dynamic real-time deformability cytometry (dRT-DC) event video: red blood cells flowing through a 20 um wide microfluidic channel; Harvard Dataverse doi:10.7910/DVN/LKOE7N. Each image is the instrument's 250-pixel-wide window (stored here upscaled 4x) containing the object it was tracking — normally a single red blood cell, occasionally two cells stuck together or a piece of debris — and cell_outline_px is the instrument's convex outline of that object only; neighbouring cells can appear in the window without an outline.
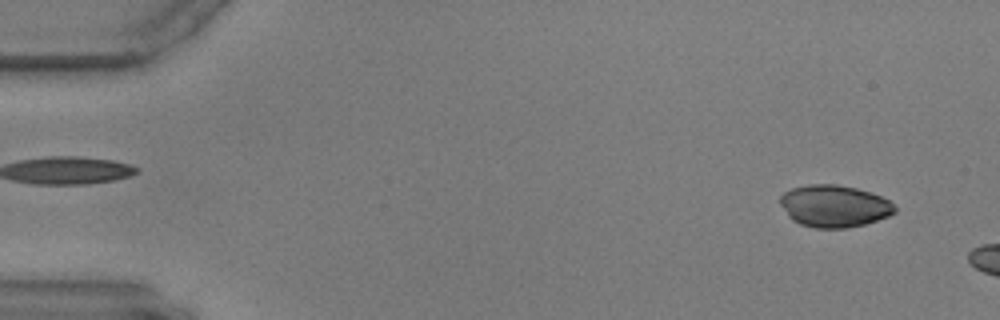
{"species": "common noctule bat (a hibernating species)", "species_latin": "Nyctalus noctula", "temperature_condition": "warm", "stored_images_in_passage": 8, "camera_frame_rate_fps": 3000, "um_per_image_px": 0.085, "animal": {"sex": "male", "body_mass_g": 17.9, "forearm_length_mm": 54.2}, "frame": {"image": 1, "passage_image": 3, "time_ms": 0.667, "image_size_px": [1000, 320], "cell_outline_px": [[896, 212], [888, 216], [864, 224], [848, 228], [816, 228], [800, 224], [792, 220], [788, 216], [780, 204], [780, 196], [784, 192], [792, 188], [808, 184], [836, 184], [856, 188], [880, 196], [888, 200], [896, 208]], "centroid_in_image_um": [70.88, 17.52], "position_along_channel_um": 14.1, "area_um2": 28.03}}